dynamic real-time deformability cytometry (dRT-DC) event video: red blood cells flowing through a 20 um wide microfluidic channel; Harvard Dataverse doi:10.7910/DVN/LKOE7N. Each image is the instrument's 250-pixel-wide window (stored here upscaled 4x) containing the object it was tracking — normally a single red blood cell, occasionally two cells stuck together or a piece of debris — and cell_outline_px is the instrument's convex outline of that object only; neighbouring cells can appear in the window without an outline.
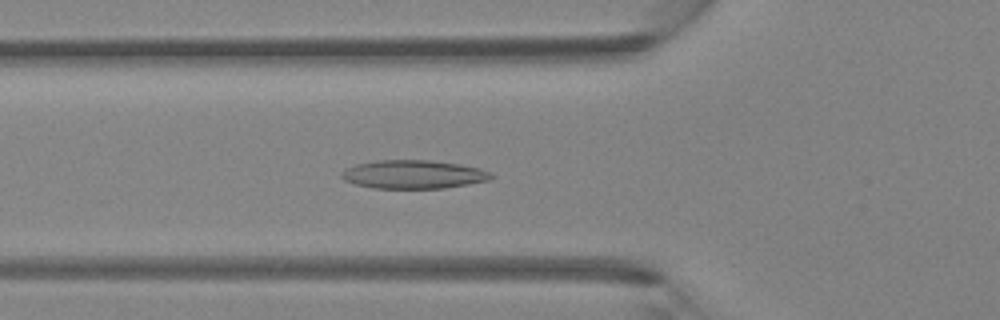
{"species": "Egyptian fruit bat (a non-hibernating species)", "species_latin": "Rousettus aegyptiacus", "temperature_condition": "room temperature", "stored_images_in_passage": 45, "camera_frame_rate_fps": 3000, "um_per_image_px": 0.085, "animal": {"sex": "female"}, "frame": {"image": 1, "passage_image": 16, "time_ms": 5.0, "image_size_px": [1000, 320], "cell_outline_px": [[492, 176], [488, 180], [468, 184], [444, 188], [372, 188], [356, 184], [344, 180], [340, 176], [340, 172], [356, 164], [376, 160], [428, 160], [460, 164], [480, 168], [492, 172]], "centroid_in_image_um": [35.13, 14.82], "position_along_channel_um": 90.7, "area_um2": 24.8}}
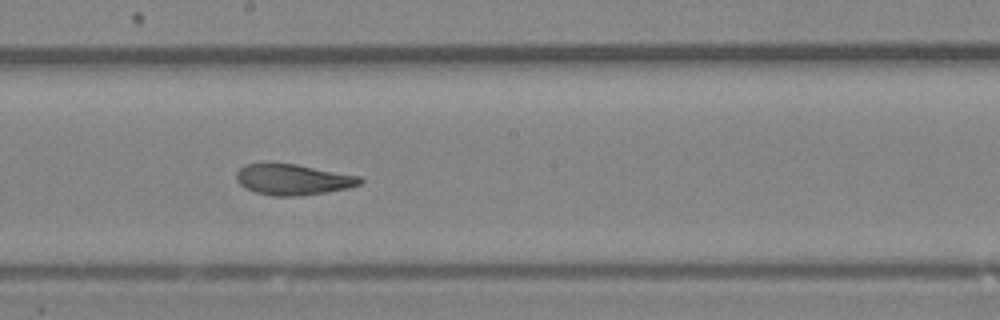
{"frame": {"image": 2, "passage_image": 25, "time_ms": 8.0, "image_size_px": [1000, 320], "cell_outline_px": [[364, 180], [360, 184], [348, 188], [300, 196], [272, 196], [256, 192], [244, 188], [236, 180], [236, 172], [244, 164], [264, 160], [268, 160], [296, 164], [360, 176]], "centroid_in_image_um": [24.82, 15.22], "position_along_channel_um": 223.4, "area_um2": 22.89}}
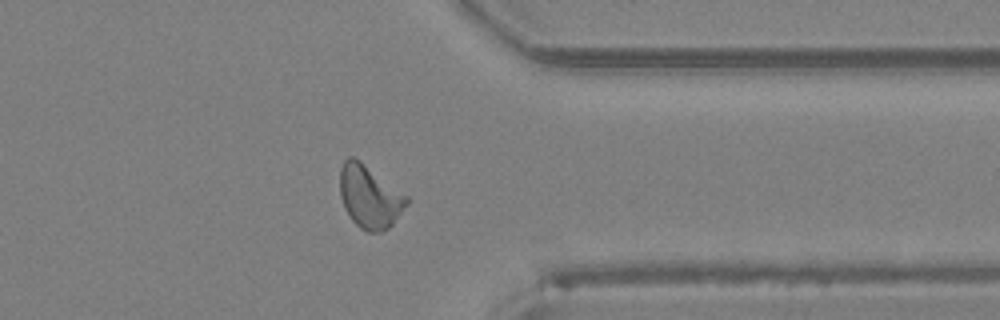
{"frame": {"image": 3, "passage_image": 36, "time_ms": 11.667, "image_size_px": [1000, 320], "cell_outline_px": [[408, 204], [392, 224], [388, 228], [380, 232], [368, 232], [360, 228], [352, 220], [344, 208], [340, 196], [340, 168], [344, 160], [348, 156], [352, 156], [360, 160], [408, 196]], "centroid_in_image_um": [31.4, 16.71], "position_along_channel_um": 380.0, "area_um2": 24.45}}